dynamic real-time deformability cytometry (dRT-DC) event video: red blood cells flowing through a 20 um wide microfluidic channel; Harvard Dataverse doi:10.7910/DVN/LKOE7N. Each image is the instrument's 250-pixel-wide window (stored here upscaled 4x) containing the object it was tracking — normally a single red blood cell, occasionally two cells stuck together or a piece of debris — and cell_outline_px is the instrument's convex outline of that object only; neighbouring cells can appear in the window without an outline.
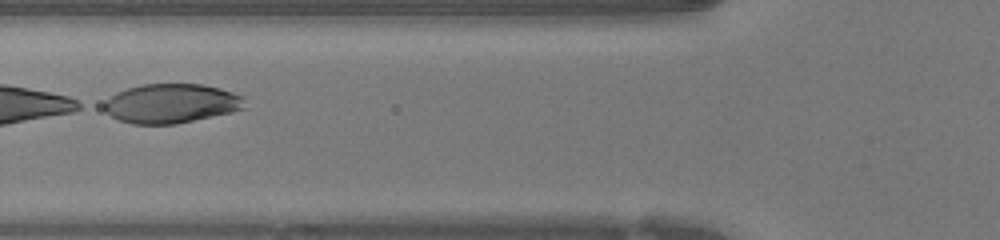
{"species": "human", "species_latin": "Homo sapiens", "temperature_condition": "warm", "stored_images_in_passage": 22, "segment_of_instrument_passage": [2, 2], "camera_frame_rate_fps": 3000, "um_per_image_px": 0.085, "donor": {"sex": "female"}, "frame": {"image": 1, "passage_image": 13, "time_ms": 4.0, "image_size_px": [1000, 240], "cell_outline_px": [[248, 108], [232, 112], [176, 124], [132, 124], [120, 120], [112, 116], [104, 108], [104, 104], [116, 92], [140, 84], [200, 84], [220, 88], [244, 96]], "centroid_in_image_um": [14.62, 8.79], "position_along_channel_um": 111.2, "area_um2": 32.25}}